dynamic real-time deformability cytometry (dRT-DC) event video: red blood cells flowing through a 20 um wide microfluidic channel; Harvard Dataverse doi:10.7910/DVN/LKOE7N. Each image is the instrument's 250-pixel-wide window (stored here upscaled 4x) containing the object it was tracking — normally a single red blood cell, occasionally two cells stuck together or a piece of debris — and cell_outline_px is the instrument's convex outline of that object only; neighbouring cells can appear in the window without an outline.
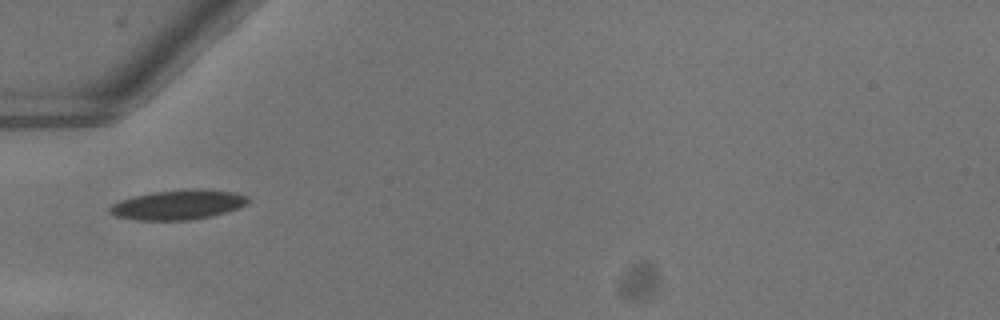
{"species": "common noctule bat (a hibernating species)", "species_latin": "Nyctalus noctula", "temperature_condition": "warm", "stored_images_in_passage": 33, "camera_frame_rate_fps": 3000, "um_per_image_px": 0.085, "animal": {"sex": "female"}, "frame": {"image": 1, "passage_image": 1, "time_ms": 0.0, "image_size_px": [1000, 320], "cell_outline_px": [[248, 200], [244, 204], [228, 212], [212, 216], [192, 220], [136, 220], [116, 216], [108, 212], [108, 208], [112, 204], [120, 200], [132, 196], [152, 192], [232, 192], [248, 196]], "centroid_in_image_um": [15.02, 17.47], "position_along_channel_um": 70.0, "area_um2": 22.77}}
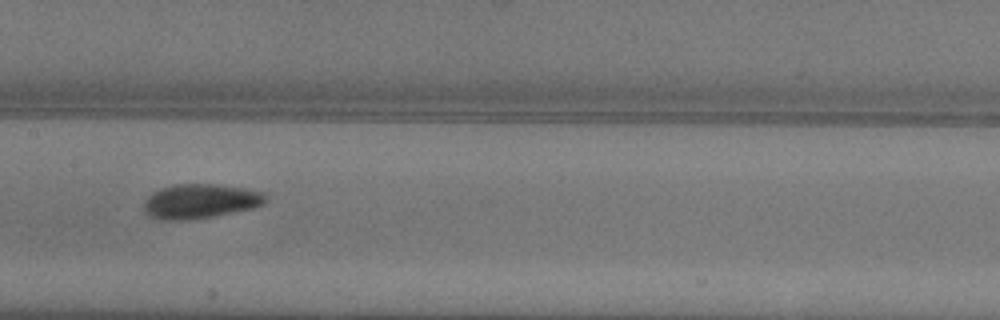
{"frame": {"image": 2, "passage_image": 10, "time_ms": 3.0, "image_size_px": [1000, 320], "cell_outline_px": [[268, 200], [264, 204], [252, 208], [212, 216], [188, 220], [164, 220], [148, 216], [144, 212], [144, 200], [148, 196], [160, 188], [172, 184], [216, 184], [248, 188], [264, 192]], "centroid_in_image_um": [17.02, 17.09], "position_along_channel_um": 190.4, "area_um2": 24.68}, "authors_computed_cell_mechanics": {"area_um2": 22.831, "velocity_mm_per_s": 4.0162, "shape_relaxation_time_tau1_ms": 3.3657, "shape_relaxation_time_tau2_ms": 1.7398, "deformation_change_tau1": 0.1276, "deformation_change_tau2": 0.0558}}